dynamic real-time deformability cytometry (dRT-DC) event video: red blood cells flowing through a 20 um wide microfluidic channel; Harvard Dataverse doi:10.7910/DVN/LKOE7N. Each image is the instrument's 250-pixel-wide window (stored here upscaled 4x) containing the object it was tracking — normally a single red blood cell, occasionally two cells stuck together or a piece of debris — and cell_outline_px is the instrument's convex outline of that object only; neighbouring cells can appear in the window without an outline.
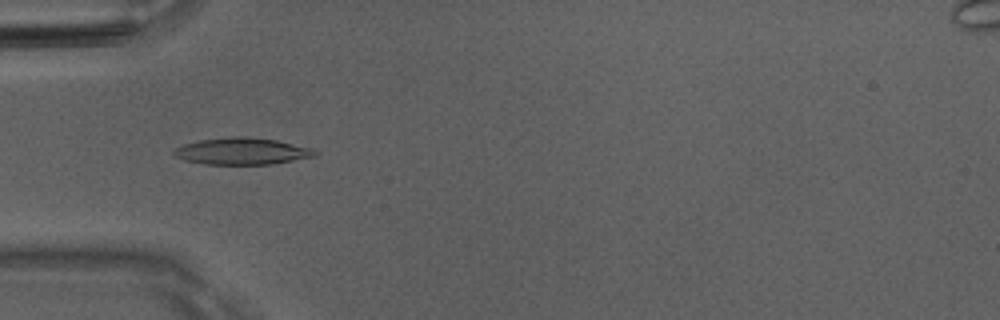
{"species": "Egyptian fruit bat (a non-hibernating species)", "species_latin": "Rousettus aegyptiacus", "temperature_condition": "room temperature", "stored_images_in_passage": 50, "camera_frame_rate_fps": 3000, "um_per_image_px": 0.085, "animal": {"sex": "male"}, "frame": {"image": 1, "passage_image": 16, "time_ms": 5.0, "image_size_px": [1000, 320], "cell_outline_px": [[320, 152], [316, 156], [272, 164], [204, 164], [184, 160], [176, 156], [172, 152], [176, 148], [184, 144], [200, 140], [232, 136], [244, 136], [276, 140], [316, 148]], "centroid_in_image_um": [20.64, 12.85], "position_along_channel_um": 64.4, "area_um2": 22.14}}
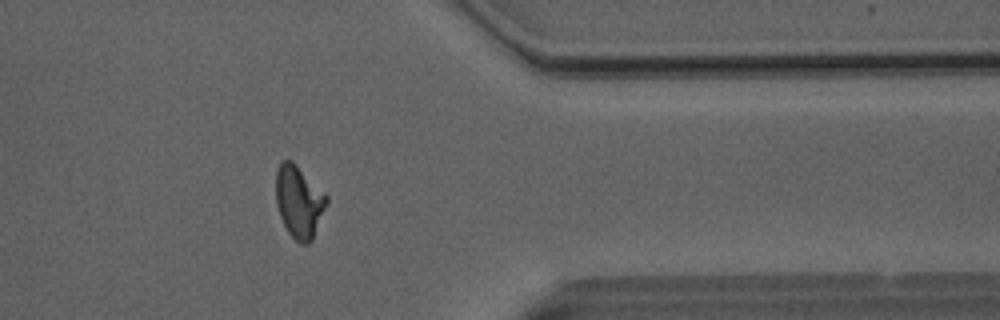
{"frame": {"image": 2, "passage_image": 41, "time_ms": 13.333, "image_size_px": [1000, 320], "cell_outline_px": [[328, 200], [312, 240], [308, 244], [300, 244], [288, 232], [280, 216], [276, 204], [276, 168], [280, 160], [292, 160], [328, 196]], "centroid_in_image_um": [25.39, 17.12], "position_along_channel_um": 386.0, "area_um2": 21.27}}
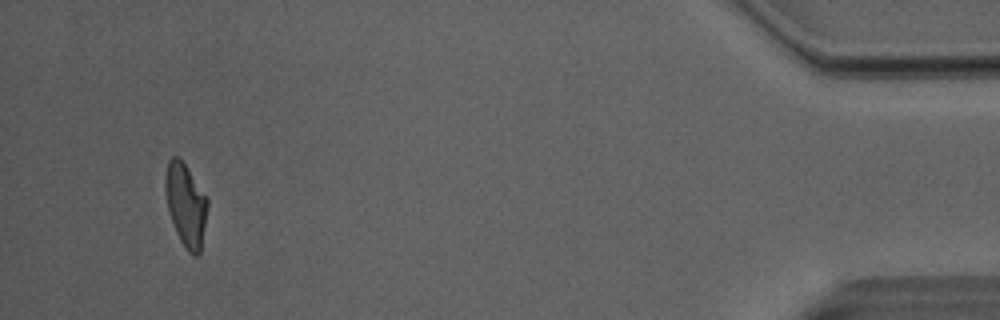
{"frame": {"image": 3, "passage_image": 48, "time_ms": 15.667, "image_size_px": [1000, 320], "cell_outline_px": [[208, 208], [200, 252], [196, 256], [188, 252], [180, 240], [176, 232], [168, 208], [164, 188], [164, 176], [168, 160], [172, 156], [180, 156], [208, 200]], "centroid_in_image_um": [15.78, 17.37], "position_along_channel_um": 419.4, "area_um2": 20.35}, "authors_computed_cell_mechanics": {"area_um2": 20.9814, "velocity_mm_per_s": 4.0492, "shape_relaxation_time_tau1_ms": 4.7156, "shape_relaxation_time_tau2_ms": 0.915, "deformation_change_tau1": 0.1985, "deformation_change_tau2": 0.0737}}